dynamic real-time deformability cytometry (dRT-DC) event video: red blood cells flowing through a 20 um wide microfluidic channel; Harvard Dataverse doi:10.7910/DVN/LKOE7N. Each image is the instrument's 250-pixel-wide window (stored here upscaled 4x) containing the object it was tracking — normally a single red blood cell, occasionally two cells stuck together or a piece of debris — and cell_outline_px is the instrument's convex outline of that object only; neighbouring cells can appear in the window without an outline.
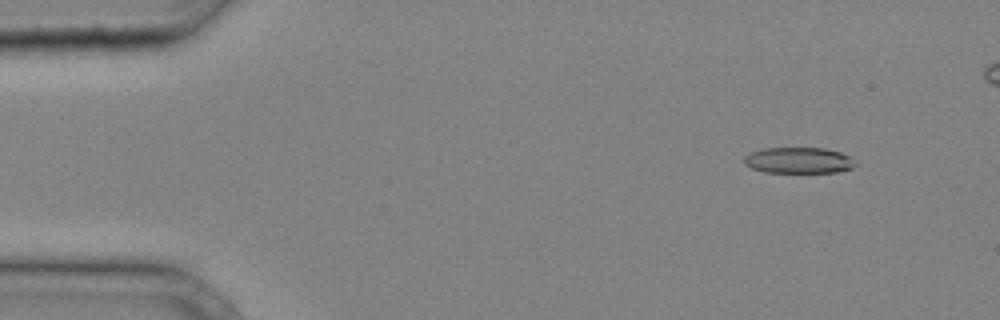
{"species": "common noctule bat (a hibernating species)", "species_latin": "Nyctalus noctula", "temperature_condition": "cold", "stored_images_in_passage": 35, "camera_frame_rate_fps": 3000, "um_per_image_px": 0.085, "animal": {"sex": "male", "body_mass_g": 20.4}, "frame": {"image": 1, "passage_image": 2, "time_ms": 0.333, "image_size_px": [1000, 320], "cell_outline_px": [[856, 164], [852, 168], [840, 172], [764, 172], [752, 168], [744, 164], [744, 156], [752, 152], [764, 148], [824, 148], [840, 152], [852, 156]], "centroid_in_image_um": [67.91, 13.63], "position_along_channel_um": 17.1, "area_um2": 16.94}}
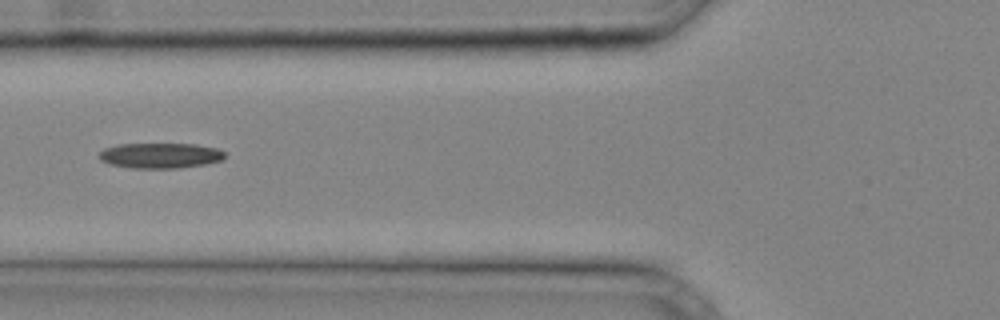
{"frame": {"image": 2, "passage_image": 13, "time_ms": 4.0, "image_size_px": [1000, 320], "cell_outline_px": [[224, 160], [204, 164], [180, 168], [132, 168], [108, 164], [100, 160], [100, 152], [104, 148], [116, 144], [196, 144], [216, 148], [224, 152]], "centroid_in_image_um": [13.61, 13.22], "position_along_channel_um": 112.2, "area_um2": 18.61}}
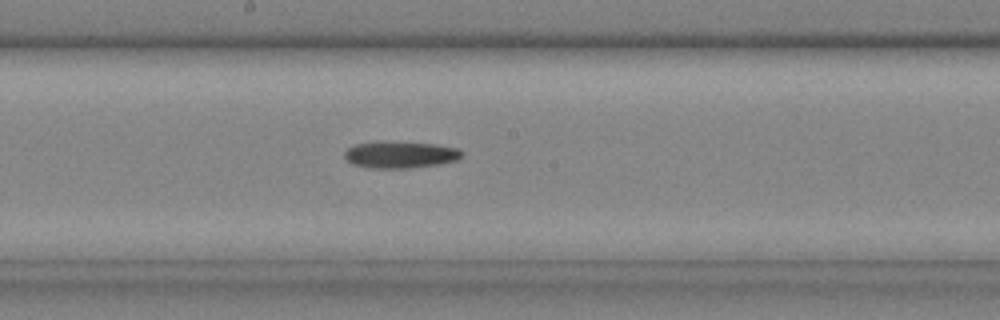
{"frame": {"image": 3, "passage_image": 19, "time_ms": 6.0, "image_size_px": [1000, 320], "cell_outline_px": [[464, 152], [460, 160], [440, 164], [408, 168], [368, 168], [352, 164], [344, 156], [344, 152], [348, 148], [356, 144], [372, 140], [384, 140], [436, 144], [456, 148]], "centroid_in_image_um": [34.02, 13.13], "position_along_channel_um": 214.2, "area_um2": 18.84}}